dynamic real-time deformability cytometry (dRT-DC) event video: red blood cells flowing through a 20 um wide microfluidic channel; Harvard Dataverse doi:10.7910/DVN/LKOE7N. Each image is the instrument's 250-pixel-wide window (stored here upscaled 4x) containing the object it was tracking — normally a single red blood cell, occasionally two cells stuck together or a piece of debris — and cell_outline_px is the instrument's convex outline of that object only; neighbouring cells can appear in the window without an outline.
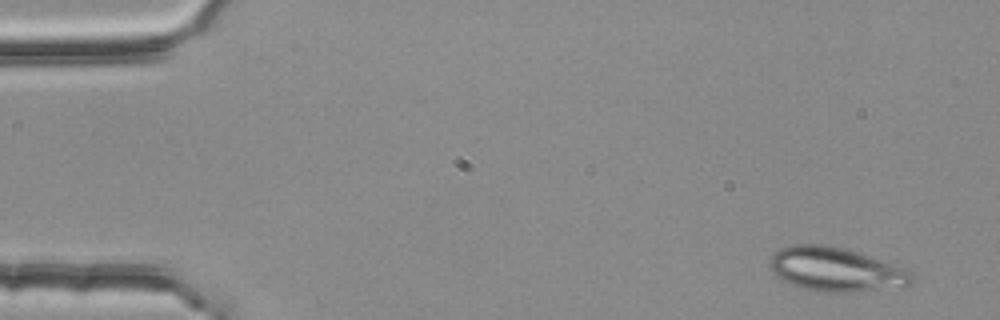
{"species": "common noctule bat (a hibernating species)", "species_latin": "Nyctalus noctula", "temperature_condition": "room temperature", "stored_images_in_passage": 4, "camera_frame_rate_fps": 3000, "um_per_image_px": 0.085, "animal": {"sex": "female", "body_mass_g": 25.1}, "frame": {"image": 1, "passage_image": 1, "time_ms": 0.0, "image_size_px": [1000, 320], "cell_outline_px": [[916, 280], [912, 284], [904, 288], [852, 292], [816, 292], [780, 280], [772, 272], [768, 264], [768, 260], [780, 248], [796, 244], [820, 244], [844, 248], [892, 264], [912, 272], [916, 276]], "centroid_in_image_um": [71.07, 22.93], "position_along_channel_um": 13.9, "area_um2": 36.82}}